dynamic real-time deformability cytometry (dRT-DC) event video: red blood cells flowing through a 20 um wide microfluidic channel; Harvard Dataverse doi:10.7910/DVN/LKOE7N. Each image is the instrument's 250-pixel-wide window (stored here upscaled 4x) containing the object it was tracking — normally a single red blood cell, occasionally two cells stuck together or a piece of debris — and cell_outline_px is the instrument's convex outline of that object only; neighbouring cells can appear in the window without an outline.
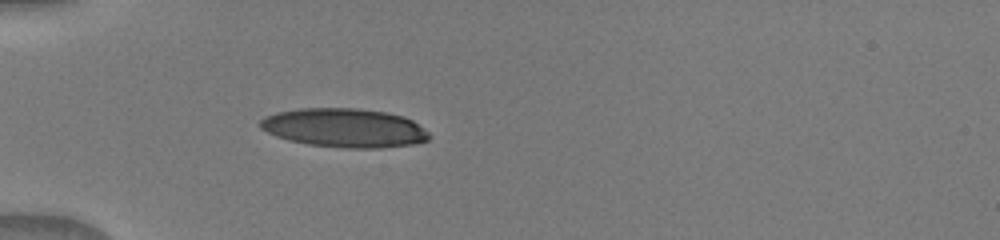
{"species": "human", "species_latin": "Homo sapiens", "temperature_condition": "warm", "stored_images_in_passage": 4, "camera_frame_rate_fps": 3000, "um_per_image_px": 0.085, "donor": {"sex": "male"}, "frame": {"image": 1, "passage_image": 4, "time_ms": 3.333, "image_size_px": [1000, 240], "cell_outline_px": [[432, 136], [428, 140], [412, 144], [380, 148], [344, 148], [308, 144], [288, 140], [276, 136], [260, 128], [260, 120], [264, 116], [276, 112], [300, 108], [356, 108], [384, 112], [404, 116], [412, 120], [428, 132]], "centroid_in_image_um": [29.26, 10.87], "position_along_channel_um": 55.7, "area_um2": 38.32}}